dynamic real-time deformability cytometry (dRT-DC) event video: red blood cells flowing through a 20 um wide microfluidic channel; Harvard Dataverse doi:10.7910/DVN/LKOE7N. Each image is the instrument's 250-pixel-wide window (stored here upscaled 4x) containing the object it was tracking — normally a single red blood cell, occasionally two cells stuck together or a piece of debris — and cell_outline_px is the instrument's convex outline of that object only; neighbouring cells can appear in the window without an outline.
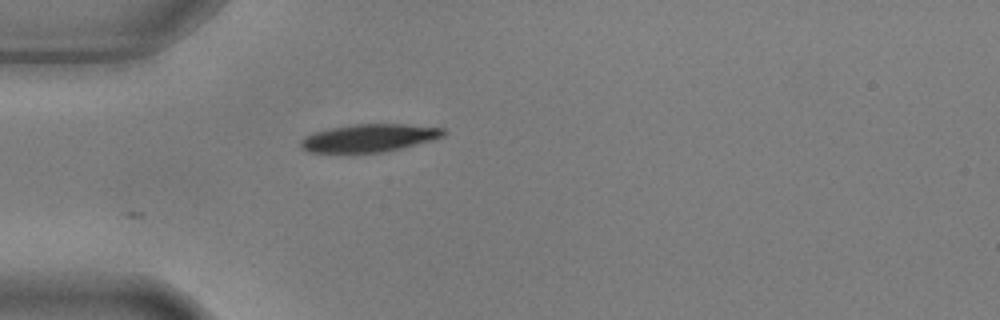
{"species": "common noctule bat (a hibernating species)", "species_latin": "Nyctalus noctula", "temperature_condition": "warm", "stored_images_in_passage": 1, "camera_frame_rate_fps": 3000, "um_per_image_px": 0.085, "animal": {"sex": "male", "body_mass_g": 17.9, "forearm_length_mm": 54.2}, "frame": {"image": 1, "passage_image": 1, "time_ms": 0.0, "image_size_px": [1000, 320], "cell_outline_px": [[448, 132], [444, 136], [432, 140], [404, 148], [384, 152], [308, 152], [300, 148], [300, 140], [304, 136], [312, 132], [332, 128], [356, 124], [404, 124], [444, 128]], "centroid_in_image_um": [31.39, 11.73], "position_along_channel_um": 53.6, "area_um2": 23.24}}